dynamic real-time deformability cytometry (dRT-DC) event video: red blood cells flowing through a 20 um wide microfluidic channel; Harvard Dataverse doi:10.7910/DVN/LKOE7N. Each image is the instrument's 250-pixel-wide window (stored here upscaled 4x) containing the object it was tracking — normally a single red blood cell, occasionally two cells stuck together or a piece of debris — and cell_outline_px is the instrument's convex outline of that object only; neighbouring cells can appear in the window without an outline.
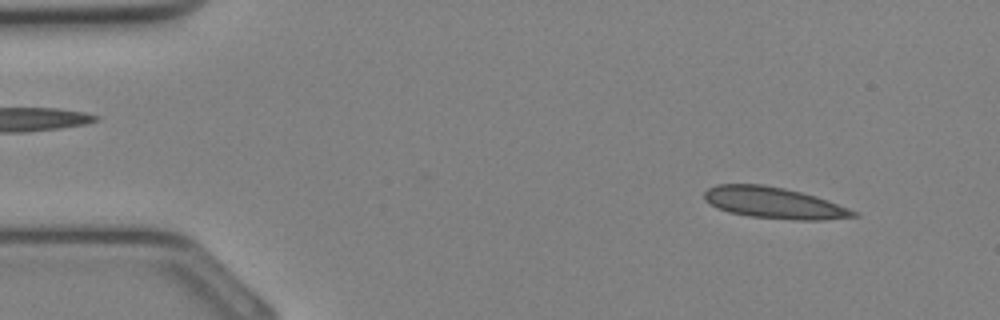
{"species": "Egyptian fruit bat (a non-hibernating species)", "species_latin": "Rousettus aegyptiacus", "temperature_condition": "cold", "stored_images_in_passage": 32, "camera_frame_rate_fps": 3000, "um_per_image_px": 0.085, "animal": {"sex": "female"}, "frame": {"image": 1, "passage_image": 3, "time_ms": 0.667, "image_size_px": [1000, 320], "cell_outline_px": [[860, 216], [824, 220], [792, 220], [748, 216], [728, 212], [716, 208], [704, 200], [704, 192], [708, 188], [716, 184], [764, 184], [784, 188], [816, 196], [828, 200], [860, 212]], "centroid_in_image_um": [65.8, 17.25], "position_along_channel_um": 19.2, "area_um2": 27.57}}
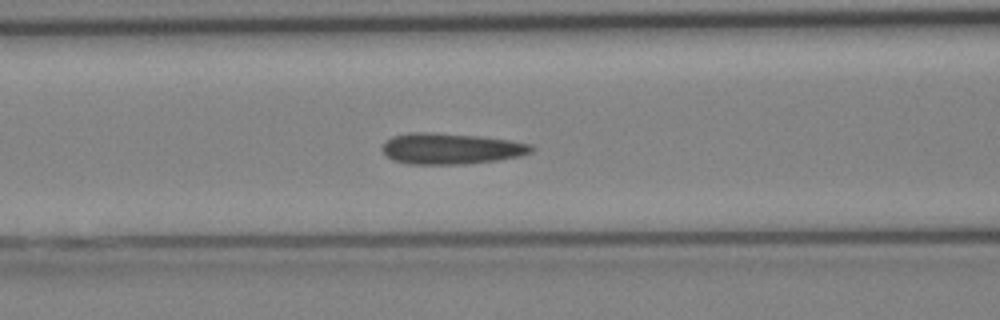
{"frame": {"image": 2, "passage_image": 13, "time_ms": 4.0, "image_size_px": [1000, 320], "cell_outline_px": [[536, 148], [532, 152], [520, 156], [496, 160], [464, 164], [408, 164], [392, 160], [384, 156], [380, 148], [392, 136], [408, 132], [432, 132], [480, 136], [508, 140], [532, 144]], "centroid_in_image_um": [38.3, 12.63], "position_along_channel_um": 128.3, "area_um2": 27.22}}
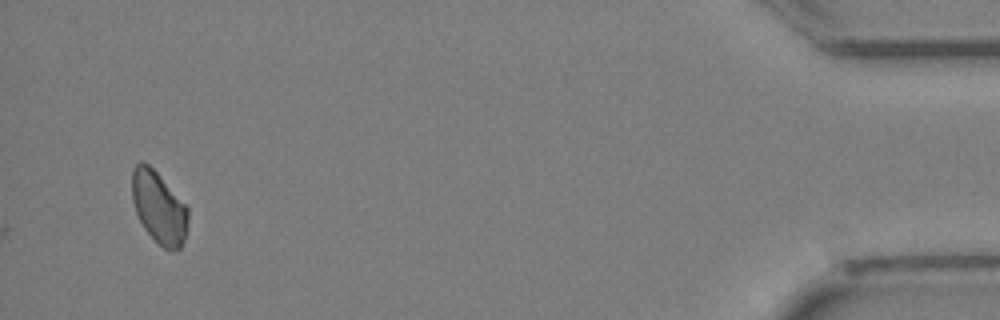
{"frame": {"image": 3, "passage_image": 32, "time_ms": 10.333, "image_size_px": [1000, 320], "cell_outline_px": [[188, 220], [184, 240], [180, 248], [172, 252], [168, 252], [144, 228], [136, 212], [132, 200], [132, 168], [140, 160], [144, 160], [188, 204]], "centroid_in_image_um": [13.52, 17.61], "position_along_channel_um": 421.7, "area_um2": 23.76}}